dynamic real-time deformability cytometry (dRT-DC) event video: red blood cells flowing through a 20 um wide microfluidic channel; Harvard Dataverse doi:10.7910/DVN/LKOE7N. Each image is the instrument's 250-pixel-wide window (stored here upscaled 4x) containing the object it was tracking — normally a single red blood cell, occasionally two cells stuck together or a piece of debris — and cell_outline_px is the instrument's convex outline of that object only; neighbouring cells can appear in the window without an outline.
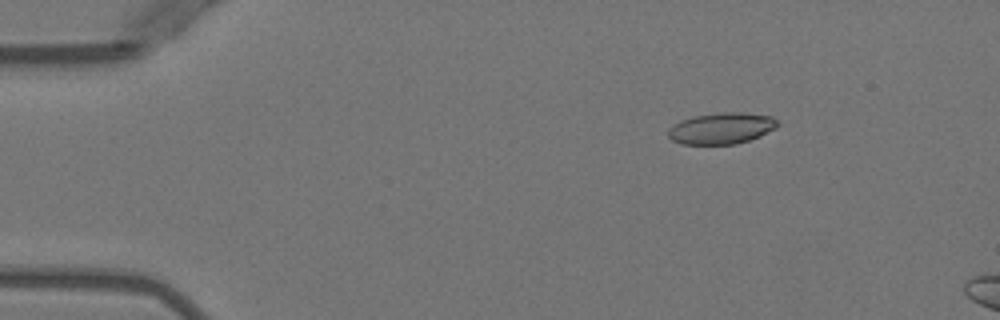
{"species": "Egyptian fruit bat (a non-hibernating species)", "species_latin": "Rousettus aegyptiacus", "temperature_condition": "warm", "stored_images_in_passage": 5, "camera_frame_rate_fps": 3000, "um_per_image_px": 0.085, "animal": {"sex": "female"}, "frame": {"image": 1, "passage_image": 3, "time_ms": 2.333, "image_size_px": [1000, 320], "cell_outline_px": [[780, 124], [776, 128], [760, 136], [736, 144], [680, 144], [672, 140], [668, 136], [668, 128], [672, 124], [680, 120], [692, 116], [724, 112], [740, 112], [772, 116]], "centroid_in_image_um": [61.3, 10.9], "position_along_channel_um": 23.7, "area_um2": 20.11}}